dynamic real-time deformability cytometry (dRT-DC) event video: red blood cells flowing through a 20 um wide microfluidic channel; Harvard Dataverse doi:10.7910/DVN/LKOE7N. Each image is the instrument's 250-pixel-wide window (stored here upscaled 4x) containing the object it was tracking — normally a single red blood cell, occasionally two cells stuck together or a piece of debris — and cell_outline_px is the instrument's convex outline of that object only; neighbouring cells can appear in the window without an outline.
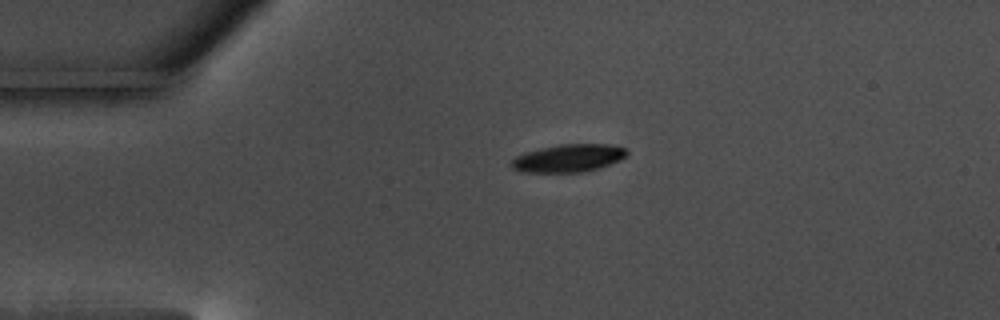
{"species": "common noctule bat (a hibernating species)", "species_latin": "Nyctalus noctula", "temperature_condition": "warm", "stored_images_in_passage": 46, "camera_frame_rate_fps": 3000, "um_per_image_px": 0.085, "animal": {"sex": "male", "body_mass_g": 17.5, "forearm_length_mm": 52.3}, "frame": {"image": 1, "passage_image": 1, "time_ms": 0.0, "image_size_px": [1000, 320], "cell_outline_px": [[628, 156], [620, 160], [584, 172], [524, 172], [512, 168], [512, 160], [516, 156], [524, 152], [540, 148], [560, 144], [608, 144], [624, 148], [628, 152]], "centroid_in_image_um": [48.32, 13.43], "position_along_channel_um": 36.7, "area_um2": 18.55}}
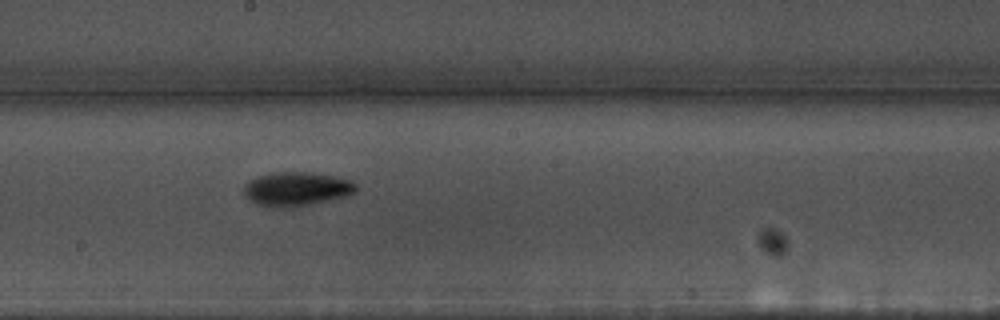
{"frame": {"image": 2, "passage_image": 20, "time_ms": 6.333, "image_size_px": [1000, 320], "cell_outline_px": [[356, 192], [344, 196], [328, 200], [288, 208], [272, 208], [256, 204], [244, 196], [244, 184], [256, 176], [272, 172], [300, 172], [336, 176], [352, 180], [356, 184]], "centroid_in_image_um": [25.15, 16.06], "position_along_channel_um": 223.0, "area_um2": 22.25}}
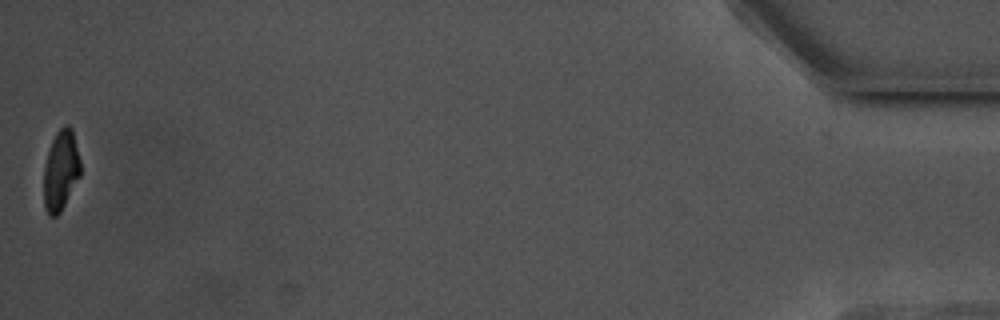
{"frame": {"image": 3, "passage_image": 46, "time_ms": 15.0, "image_size_px": [1000, 320], "cell_outline_px": [[80, 176], [60, 212], [56, 216], [48, 216], [44, 208], [44, 164], [52, 140], [56, 132], [64, 124], [68, 124], [72, 128], [80, 160]], "centroid_in_image_um": [5.16, 14.47], "position_along_channel_um": 430.0, "area_um2": 17.17}, "authors_computed_cell_mechanics": {"area_um2": 19.1896, "velocity_mm_per_s": 3.5069, "shape_relaxation_time_tau1_ms": 3.2734, "shape_relaxation_time_tau2_ms": null, "deformation_change_tau1": 0.1355, "deformation_change_tau2": null}}